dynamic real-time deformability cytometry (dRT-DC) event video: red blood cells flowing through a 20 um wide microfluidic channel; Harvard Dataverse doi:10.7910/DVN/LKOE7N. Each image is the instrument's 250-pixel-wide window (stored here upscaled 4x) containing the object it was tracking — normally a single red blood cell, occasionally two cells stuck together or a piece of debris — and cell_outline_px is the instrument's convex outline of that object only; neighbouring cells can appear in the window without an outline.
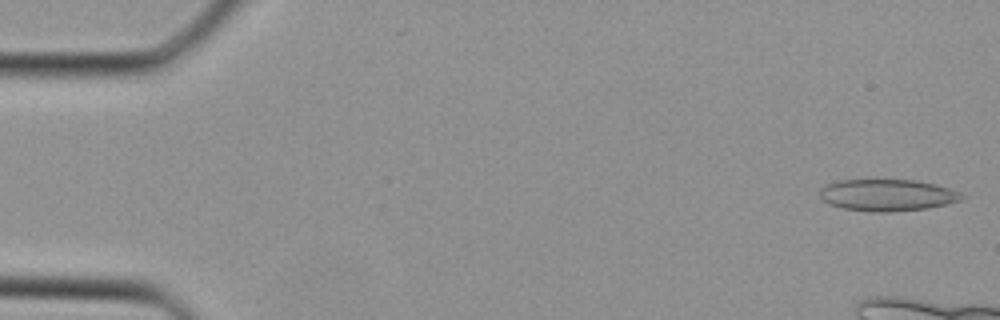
{"species": "Egyptian fruit bat (a non-hibernating species)", "species_latin": "Rousettus aegyptiacus", "temperature_condition": "cold", "stored_images_in_passage": 4, "camera_frame_rate_fps": 3000, "um_per_image_px": 0.085, "animal": {"sex": "female"}, "frame": {"image": 1, "passage_image": 1, "time_ms": 0.0, "image_size_px": [1000, 320], "cell_outline_px": [[964, 196], [960, 200], [928, 208], [892, 212], [872, 212], [840, 208], [828, 204], [820, 196], [820, 188], [824, 184], [840, 180], [916, 180], [948, 188], [960, 192]], "centroid_in_image_um": [75.36, 16.59], "position_along_channel_um": 9.6, "area_um2": 26.24}}